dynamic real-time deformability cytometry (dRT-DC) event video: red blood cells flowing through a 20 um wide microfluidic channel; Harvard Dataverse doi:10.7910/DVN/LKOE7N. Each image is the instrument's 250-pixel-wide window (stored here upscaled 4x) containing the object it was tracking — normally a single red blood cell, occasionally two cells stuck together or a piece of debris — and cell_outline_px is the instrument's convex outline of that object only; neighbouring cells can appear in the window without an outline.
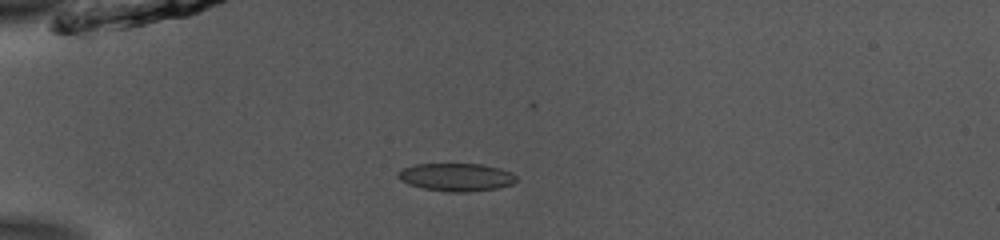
{"species": "common noctule bat (a hibernating species)", "species_latin": "Nyctalus noctula", "temperature_condition": "room temperature", "stored_images_in_passage": 15, "camera_frame_rate_fps": 3000, "um_per_image_px": 0.085, "animal": {"sex": "male", "body_mass_g": 13.0, "forearm_length_mm": 53.1}, "frame": {"image": 1, "passage_image": 10, "time_ms": 3.0, "image_size_px": [1000, 240], "cell_outline_px": [[516, 180], [512, 184], [496, 188], [464, 192], [448, 192], [424, 188], [408, 184], [400, 180], [396, 176], [396, 172], [400, 168], [416, 164], [480, 164], [500, 168], [512, 172], [516, 176]], "centroid_in_image_um": [38.73, 15.05], "position_along_channel_um": 46.3, "area_um2": 19.31}}